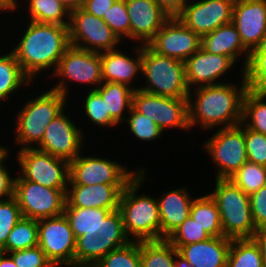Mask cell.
<instances>
[{"instance_id": "cell-1", "label": "cell", "mask_w": 266, "mask_h": 267, "mask_svg": "<svg viewBox=\"0 0 266 267\" xmlns=\"http://www.w3.org/2000/svg\"><path fill=\"white\" fill-rule=\"evenodd\" d=\"M20 21L25 22V25L21 27V32H17L20 34L15 38L17 42L12 41L16 45L9 49L34 85L40 75L46 79L44 74H47L49 81L51 73H54L59 60L70 46L68 26L23 21L21 18Z\"/></svg>"}, {"instance_id": "cell-2", "label": "cell", "mask_w": 266, "mask_h": 267, "mask_svg": "<svg viewBox=\"0 0 266 267\" xmlns=\"http://www.w3.org/2000/svg\"><path fill=\"white\" fill-rule=\"evenodd\" d=\"M239 80L191 89L188 96L189 126L205 132L237 126L242 122L243 99L248 86ZM200 125V126H199Z\"/></svg>"}, {"instance_id": "cell-3", "label": "cell", "mask_w": 266, "mask_h": 267, "mask_svg": "<svg viewBox=\"0 0 266 267\" xmlns=\"http://www.w3.org/2000/svg\"><path fill=\"white\" fill-rule=\"evenodd\" d=\"M147 176L148 171L140 165L137 176L126 186L120 197L118 210L126 235L131 241L161 240V221L156 196L146 191L140 192L146 182L153 180Z\"/></svg>"}, {"instance_id": "cell-4", "label": "cell", "mask_w": 266, "mask_h": 267, "mask_svg": "<svg viewBox=\"0 0 266 267\" xmlns=\"http://www.w3.org/2000/svg\"><path fill=\"white\" fill-rule=\"evenodd\" d=\"M43 89L38 92V95L35 94L36 91L31 92L33 95L28 94L31 97L26 98L24 104L17 108L19 111L14 113L15 122H12L14 130L11 132L14 141L11 142H14L17 150L35 148L43 139L44 132L51 121L70 105L68 104L70 99L60 92L51 88Z\"/></svg>"}, {"instance_id": "cell-5", "label": "cell", "mask_w": 266, "mask_h": 267, "mask_svg": "<svg viewBox=\"0 0 266 267\" xmlns=\"http://www.w3.org/2000/svg\"><path fill=\"white\" fill-rule=\"evenodd\" d=\"M140 89L171 98H188L185 63L157 54L148 45H141Z\"/></svg>"}, {"instance_id": "cell-6", "label": "cell", "mask_w": 266, "mask_h": 267, "mask_svg": "<svg viewBox=\"0 0 266 267\" xmlns=\"http://www.w3.org/2000/svg\"><path fill=\"white\" fill-rule=\"evenodd\" d=\"M208 193L219 209L223 236L230 239L253 238L258 230L252 218L250 197L230 179H214ZM212 190V191H211Z\"/></svg>"}, {"instance_id": "cell-7", "label": "cell", "mask_w": 266, "mask_h": 267, "mask_svg": "<svg viewBox=\"0 0 266 267\" xmlns=\"http://www.w3.org/2000/svg\"><path fill=\"white\" fill-rule=\"evenodd\" d=\"M50 78L56 80L50 88L60 92L68 99L72 95L73 89L70 90L72 83L75 88V85L78 84L80 88L84 85L86 90H96L103 83L100 53L70 45Z\"/></svg>"}, {"instance_id": "cell-8", "label": "cell", "mask_w": 266, "mask_h": 267, "mask_svg": "<svg viewBox=\"0 0 266 267\" xmlns=\"http://www.w3.org/2000/svg\"><path fill=\"white\" fill-rule=\"evenodd\" d=\"M131 242L117 209L76 239L74 267H93L110 251Z\"/></svg>"}, {"instance_id": "cell-9", "label": "cell", "mask_w": 266, "mask_h": 267, "mask_svg": "<svg viewBox=\"0 0 266 267\" xmlns=\"http://www.w3.org/2000/svg\"><path fill=\"white\" fill-rule=\"evenodd\" d=\"M217 129L199 146L215 166L214 179H229L248 161L244 125Z\"/></svg>"}, {"instance_id": "cell-10", "label": "cell", "mask_w": 266, "mask_h": 267, "mask_svg": "<svg viewBox=\"0 0 266 267\" xmlns=\"http://www.w3.org/2000/svg\"><path fill=\"white\" fill-rule=\"evenodd\" d=\"M87 150L70 161L69 184H129L138 174L139 167L128 168V164L105 158L104 154H86ZM85 154V155H84ZM99 155V156H98Z\"/></svg>"}, {"instance_id": "cell-11", "label": "cell", "mask_w": 266, "mask_h": 267, "mask_svg": "<svg viewBox=\"0 0 266 267\" xmlns=\"http://www.w3.org/2000/svg\"><path fill=\"white\" fill-rule=\"evenodd\" d=\"M15 153L14 164H17V172L24 180L53 189L68 188L69 161L36 148H24Z\"/></svg>"}, {"instance_id": "cell-12", "label": "cell", "mask_w": 266, "mask_h": 267, "mask_svg": "<svg viewBox=\"0 0 266 267\" xmlns=\"http://www.w3.org/2000/svg\"><path fill=\"white\" fill-rule=\"evenodd\" d=\"M132 107L155 122L166 132L168 129L191 132L189 126L188 98L158 96L141 89L134 90Z\"/></svg>"}, {"instance_id": "cell-13", "label": "cell", "mask_w": 266, "mask_h": 267, "mask_svg": "<svg viewBox=\"0 0 266 267\" xmlns=\"http://www.w3.org/2000/svg\"><path fill=\"white\" fill-rule=\"evenodd\" d=\"M68 110L71 111L69 105L68 109L66 107L51 121L44 132L43 139L35 148L70 162L77 158L84 149H87L85 147L89 144L85 137L88 135L85 134L90 130L80 127V124L74 121L76 120L74 116L73 118L70 116L71 113Z\"/></svg>"}, {"instance_id": "cell-14", "label": "cell", "mask_w": 266, "mask_h": 267, "mask_svg": "<svg viewBox=\"0 0 266 267\" xmlns=\"http://www.w3.org/2000/svg\"><path fill=\"white\" fill-rule=\"evenodd\" d=\"M66 192L67 189L48 188L24 180L16 172L14 197L25 218L40 220L63 215Z\"/></svg>"}, {"instance_id": "cell-15", "label": "cell", "mask_w": 266, "mask_h": 267, "mask_svg": "<svg viewBox=\"0 0 266 267\" xmlns=\"http://www.w3.org/2000/svg\"><path fill=\"white\" fill-rule=\"evenodd\" d=\"M70 45L91 52H105L124 43L102 20L81 7L70 11L68 25Z\"/></svg>"}, {"instance_id": "cell-16", "label": "cell", "mask_w": 266, "mask_h": 267, "mask_svg": "<svg viewBox=\"0 0 266 267\" xmlns=\"http://www.w3.org/2000/svg\"><path fill=\"white\" fill-rule=\"evenodd\" d=\"M38 246L55 267H74L76 238L65 214L37 220Z\"/></svg>"}, {"instance_id": "cell-17", "label": "cell", "mask_w": 266, "mask_h": 267, "mask_svg": "<svg viewBox=\"0 0 266 267\" xmlns=\"http://www.w3.org/2000/svg\"><path fill=\"white\" fill-rule=\"evenodd\" d=\"M235 0H190L176 16L200 37L232 22Z\"/></svg>"}, {"instance_id": "cell-18", "label": "cell", "mask_w": 266, "mask_h": 267, "mask_svg": "<svg viewBox=\"0 0 266 267\" xmlns=\"http://www.w3.org/2000/svg\"><path fill=\"white\" fill-rule=\"evenodd\" d=\"M157 54L185 62L201 47V37L171 17L147 44Z\"/></svg>"}, {"instance_id": "cell-19", "label": "cell", "mask_w": 266, "mask_h": 267, "mask_svg": "<svg viewBox=\"0 0 266 267\" xmlns=\"http://www.w3.org/2000/svg\"><path fill=\"white\" fill-rule=\"evenodd\" d=\"M184 63L187 85L190 90L201 86L228 83L229 78L224 77L230 72L233 73V69H238L234 68L237 63L229 56L212 54L202 47Z\"/></svg>"}, {"instance_id": "cell-20", "label": "cell", "mask_w": 266, "mask_h": 267, "mask_svg": "<svg viewBox=\"0 0 266 267\" xmlns=\"http://www.w3.org/2000/svg\"><path fill=\"white\" fill-rule=\"evenodd\" d=\"M123 47L124 46L100 53L102 64V80L103 82L125 84L134 90H138L140 89L138 79H140L141 76L142 63L141 45L134 44L132 48H130L133 53L130 50L127 52L129 48L124 51ZM137 81L138 83H136Z\"/></svg>"}, {"instance_id": "cell-21", "label": "cell", "mask_w": 266, "mask_h": 267, "mask_svg": "<svg viewBox=\"0 0 266 267\" xmlns=\"http://www.w3.org/2000/svg\"><path fill=\"white\" fill-rule=\"evenodd\" d=\"M130 20V41L147 45L171 18L156 0H125ZM138 41V42H137Z\"/></svg>"}, {"instance_id": "cell-22", "label": "cell", "mask_w": 266, "mask_h": 267, "mask_svg": "<svg viewBox=\"0 0 266 267\" xmlns=\"http://www.w3.org/2000/svg\"><path fill=\"white\" fill-rule=\"evenodd\" d=\"M232 23L242 44L251 52L266 34V0H235Z\"/></svg>"}, {"instance_id": "cell-23", "label": "cell", "mask_w": 266, "mask_h": 267, "mask_svg": "<svg viewBox=\"0 0 266 267\" xmlns=\"http://www.w3.org/2000/svg\"><path fill=\"white\" fill-rule=\"evenodd\" d=\"M128 184H68L66 203L70 207L103 208L115 211Z\"/></svg>"}, {"instance_id": "cell-24", "label": "cell", "mask_w": 266, "mask_h": 267, "mask_svg": "<svg viewBox=\"0 0 266 267\" xmlns=\"http://www.w3.org/2000/svg\"><path fill=\"white\" fill-rule=\"evenodd\" d=\"M168 189L156 197L161 221V240L166 239L190 216L192 201L196 197L191 195L188 185Z\"/></svg>"}, {"instance_id": "cell-25", "label": "cell", "mask_w": 266, "mask_h": 267, "mask_svg": "<svg viewBox=\"0 0 266 267\" xmlns=\"http://www.w3.org/2000/svg\"><path fill=\"white\" fill-rule=\"evenodd\" d=\"M201 47L212 54L229 56L236 63L242 62L239 73H243L250 55V52L242 44L240 35L232 22L203 35Z\"/></svg>"}, {"instance_id": "cell-26", "label": "cell", "mask_w": 266, "mask_h": 267, "mask_svg": "<svg viewBox=\"0 0 266 267\" xmlns=\"http://www.w3.org/2000/svg\"><path fill=\"white\" fill-rule=\"evenodd\" d=\"M232 239L225 236L182 246L178 252L194 267H226Z\"/></svg>"}, {"instance_id": "cell-27", "label": "cell", "mask_w": 266, "mask_h": 267, "mask_svg": "<svg viewBox=\"0 0 266 267\" xmlns=\"http://www.w3.org/2000/svg\"><path fill=\"white\" fill-rule=\"evenodd\" d=\"M8 48L9 46H6L7 50L5 51L7 53L5 51L0 53V107H4V105L2 106V102L6 104L12 97L15 98L16 93L19 97L22 94L21 90L23 91V89L26 90L30 87L34 88L32 86L33 82L24 74L14 53Z\"/></svg>"}, {"instance_id": "cell-28", "label": "cell", "mask_w": 266, "mask_h": 267, "mask_svg": "<svg viewBox=\"0 0 266 267\" xmlns=\"http://www.w3.org/2000/svg\"><path fill=\"white\" fill-rule=\"evenodd\" d=\"M24 1V2H23ZM17 0L14 12H21L20 17L28 21L39 23H49L68 26L69 25V10L58 0ZM26 1V2H25ZM26 4L22 5L21 4ZM20 4V5H19ZM21 7V8H20ZM18 8V9H17ZM25 9V10H24ZM27 9V10H26ZM22 10L24 11L22 13Z\"/></svg>"}, {"instance_id": "cell-29", "label": "cell", "mask_w": 266, "mask_h": 267, "mask_svg": "<svg viewBox=\"0 0 266 267\" xmlns=\"http://www.w3.org/2000/svg\"><path fill=\"white\" fill-rule=\"evenodd\" d=\"M96 91L105 102L106 114H110L118 126L123 127L121 125H125L124 122L132 107L134 89L121 83L103 82Z\"/></svg>"}, {"instance_id": "cell-30", "label": "cell", "mask_w": 266, "mask_h": 267, "mask_svg": "<svg viewBox=\"0 0 266 267\" xmlns=\"http://www.w3.org/2000/svg\"><path fill=\"white\" fill-rule=\"evenodd\" d=\"M190 216L211 237L223 236L219 209L208 192L194 198L190 209Z\"/></svg>"}, {"instance_id": "cell-31", "label": "cell", "mask_w": 266, "mask_h": 267, "mask_svg": "<svg viewBox=\"0 0 266 267\" xmlns=\"http://www.w3.org/2000/svg\"><path fill=\"white\" fill-rule=\"evenodd\" d=\"M80 95L83 96V99L80 100L81 102H77V104H82L79 105L81 106V108H79V111H83L80 114H83L81 116H85L83 118L87 120L86 122L89 123V126L90 123L91 125L93 124V128H91V130L94 129L96 126L98 129L102 128L103 131H107V129L109 131L110 128L115 127H117L115 129H118L119 126H117L118 124L111 118V115L106 114L105 102L96 90H87V93L84 92L85 96L82 94ZM105 127L107 129H105Z\"/></svg>"}, {"instance_id": "cell-32", "label": "cell", "mask_w": 266, "mask_h": 267, "mask_svg": "<svg viewBox=\"0 0 266 267\" xmlns=\"http://www.w3.org/2000/svg\"><path fill=\"white\" fill-rule=\"evenodd\" d=\"M178 250L167 240L141 241V267H175Z\"/></svg>"}, {"instance_id": "cell-33", "label": "cell", "mask_w": 266, "mask_h": 267, "mask_svg": "<svg viewBox=\"0 0 266 267\" xmlns=\"http://www.w3.org/2000/svg\"><path fill=\"white\" fill-rule=\"evenodd\" d=\"M226 267H266L253 238L232 239Z\"/></svg>"}, {"instance_id": "cell-34", "label": "cell", "mask_w": 266, "mask_h": 267, "mask_svg": "<svg viewBox=\"0 0 266 267\" xmlns=\"http://www.w3.org/2000/svg\"><path fill=\"white\" fill-rule=\"evenodd\" d=\"M245 127L266 135V93L248 89L243 99L242 122Z\"/></svg>"}, {"instance_id": "cell-35", "label": "cell", "mask_w": 266, "mask_h": 267, "mask_svg": "<svg viewBox=\"0 0 266 267\" xmlns=\"http://www.w3.org/2000/svg\"><path fill=\"white\" fill-rule=\"evenodd\" d=\"M38 246L37 220L22 217L8 234L2 253H11Z\"/></svg>"}, {"instance_id": "cell-36", "label": "cell", "mask_w": 266, "mask_h": 267, "mask_svg": "<svg viewBox=\"0 0 266 267\" xmlns=\"http://www.w3.org/2000/svg\"><path fill=\"white\" fill-rule=\"evenodd\" d=\"M111 212L112 210L103 208L70 207L67 203L64 207V214L69 220L76 239L103 221Z\"/></svg>"}, {"instance_id": "cell-37", "label": "cell", "mask_w": 266, "mask_h": 267, "mask_svg": "<svg viewBox=\"0 0 266 267\" xmlns=\"http://www.w3.org/2000/svg\"><path fill=\"white\" fill-rule=\"evenodd\" d=\"M124 123L126 124V131L132 134L130 136H133L134 141L154 142L155 144L157 140H162V137L166 136L155 122L137 112L133 107H131Z\"/></svg>"}, {"instance_id": "cell-38", "label": "cell", "mask_w": 266, "mask_h": 267, "mask_svg": "<svg viewBox=\"0 0 266 267\" xmlns=\"http://www.w3.org/2000/svg\"><path fill=\"white\" fill-rule=\"evenodd\" d=\"M229 179L250 196L266 185V167L247 161Z\"/></svg>"}, {"instance_id": "cell-39", "label": "cell", "mask_w": 266, "mask_h": 267, "mask_svg": "<svg viewBox=\"0 0 266 267\" xmlns=\"http://www.w3.org/2000/svg\"><path fill=\"white\" fill-rule=\"evenodd\" d=\"M93 267H141L140 242L131 241L110 251Z\"/></svg>"}, {"instance_id": "cell-40", "label": "cell", "mask_w": 266, "mask_h": 267, "mask_svg": "<svg viewBox=\"0 0 266 267\" xmlns=\"http://www.w3.org/2000/svg\"><path fill=\"white\" fill-rule=\"evenodd\" d=\"M243 75L248 89L266 93V53H250Z\"/></svg>"}, {"instance_id": "cell-41", "label": "cell", "mask_w": 266, "mask_h": 267, "mask_svg": "<svg viewBox=\"0 0 266 267\" xmlns=\"http://www.w3.org/2000/svg\"><path fill=\"white\" fill-rule=\"evenodd\" d=\"M102 20L112 29L118 38L128 44L130 40V20L125 0H116ZM127 39V40H126Z\"/></svg>"}, {"instance_id": "cell-42", "label": "cell", "mask_w": 266, "mask_h": 267, "mask_svg": "<svg viewBox=\"0 0 266 267\" xmlns=\"http://www.w3.org/2000/svg\"><path fill=\"white\" fill-rule=\"evenodd\" d=\"M209 238H211V236L189 216L166 239L179 250L184 245L200 242Z\"/></svg>"}, {"instance_id": "cell-43", "label": "cell", "mask_w": 266, "mask_h": 267, "mask_svg": "<svg viewBox=\"0 0 266 267\" xmlns=\"http://www.w3.org/2000/svg\"><path fill=\"white\" fill-rule=\"evenodd\" d=\"M22 217L21 209L14 196L0 201V249L5 245L8 234Z\"/></svg>"}, {"instance_id": "cell-44", "label": "cell", "mask_w": 266, "mask_h": 267, "mask_svg": "<svg viewBox=\"0 0 266 267\" xmlns=\"http://www.w3.org/2000/svg\"><path fill=\"white\" fill-rule=\"evenodd\" d=\"M247 159L266 167V135L244 126Z\"/></svg>"}, {"instance_id": "cell-45", "label": "cell", "mask_w": 266, "mask_h": 267, "mask_svg": "<svg viewBox=\"0 0 266 267\" xmlns=\"http://www.w3.org/2000/svg\"><path fill=\"white\" fill-rule=\"evenodd\" d=\"M6 254L18 267H55L39 246Z\"/></svg>"}, {"instance_id": "cell-46", "label": "cell", "mask_w": 266, "mask_h": 267, "mask_svg": "<svg viewBox=\"0 0 266 267\" xmlns=\"http://www.w3.org/2000/svg\"><path fill=\"white\" fill-rule=\"evenodd\" d=\"M13 152L8 145H4V150L0 153V201L14 196L16 175L9 171L10 166L5 165L7 159V162H12L9 158L14 156ZM10 153L12 155H9Z\"/></svg>"}, {"instance_id": "cell-47", "label": "cell", "mask_w": 266, "mask_h": 267, "mask_svg": "<svg viewBox=\"0 0 266 267\" xmlns=\"http://www.w3.org/2000/svg\"><path fill=\"white\" fill-rule=\"evenodd\" d=\"M252 218L257 229L266 227V185L249 196Z\"/></svg>"}, {"instance_id": "cell-48", "label": "cell", "mask_w": 266, "mask_h": 267, "mask_svg": "<svg viewBox=\"0 0 266 267\" xmlns=\"http://www.w3.org/2000/svg\"><path fill=\"white\" fill-rule=\"evenodd\" d=\"M116 0H84L81 8L96 17L103 18Z\"/></svg>"}, {"instance_id": "cell-49", "label": "cell", "mask_w": 266, "mask_h": 267, "mask_svg": "<svg viewBox=\"0 0 266 267\" xmlns=\"http://www.w3.org/2000/svg\"><path fill=\"white\" fill-rule=\"evenodd\" d=\"M190 0H156L158 5L167 12L170 17H176Z\"/></svg>"}, {"instance_id": "cell-50", "label": "cell", "mask_w": 266, "mask_h": 267, "mask_svg": "<svg viewBox=\"0 0 266 267\" xmlns=\"http://www.w3.org/2000/svg\"><path fill=\"white\" fill-rule=\"evenodd\" d=\"M253 239L258 244L266 266V227L256 231Z\"/></svg>"}, {"instance_id": "cell-51", "label": "cell", "mask_w": 266, "mask_h": 267, "mask_svg": "<svg viewBox=\"0 0 266 267\" xmlns=\"http://www.w3.org/2000/svg\"><path fill=\"white\" fill-rule=\"evenodd\" d=\"M16 1L17 0H0V14L1 16L3 13H8L10 14L14 12L15 6H16Z\"/></svg>"}, {"instance_id": "cell-52", "label": "cell", "mask_w": 266, "mask_h": 267, "mask_svg": "<svg viewBox=\"0 0 266 267\" xmlns=\"http://www.w3.org/2000/svg\"><path fill=\"white\" fill-rule=\"evenodd\" d=\"M61 2L69 12L78 9L82 6L84 0H58Z\"/></svg>"}, {"instance_id": "cell-53", "label": "cell", "mask_w": 266, "mask_h": 267, "mask_svg": "<svg viewBox=\"0 0 266 267\" xmlns=\"http://www.w3.org/2000/svg\"><path fill=\"white\" fill-rule=\"evenodd\" d=\"M0 267H18L13 259L6 253L0 252Z\"/></svg>"}, {"instance_id": "cell-54", "label": "cell", "mask_w": 266, "mask_h": 267, "mask_svg": "<svg viewBox=\"0 0 266 267\" xmlns=\"http://www.w3.org/2000/svg\"><path fill=\"white\" fill-rule=\"evenodd\" d=\"M175 267H194L179 252L176 253Z\"/></svg>"}, {"instance_id": "cell-55", "label": "cell", "mask_w": 266, "mask_h": 267, "mask_svg": "<svg viewBox=\"0 0 266 267\" xmlns=\"http://www.w3.org/2000/svg\"><path fill=\"white\" fill-rule=\"evenodd\" d=\"M4 142H3V144H1V142H0V153L4 150Z\"/></svg>"}]
</instances>
